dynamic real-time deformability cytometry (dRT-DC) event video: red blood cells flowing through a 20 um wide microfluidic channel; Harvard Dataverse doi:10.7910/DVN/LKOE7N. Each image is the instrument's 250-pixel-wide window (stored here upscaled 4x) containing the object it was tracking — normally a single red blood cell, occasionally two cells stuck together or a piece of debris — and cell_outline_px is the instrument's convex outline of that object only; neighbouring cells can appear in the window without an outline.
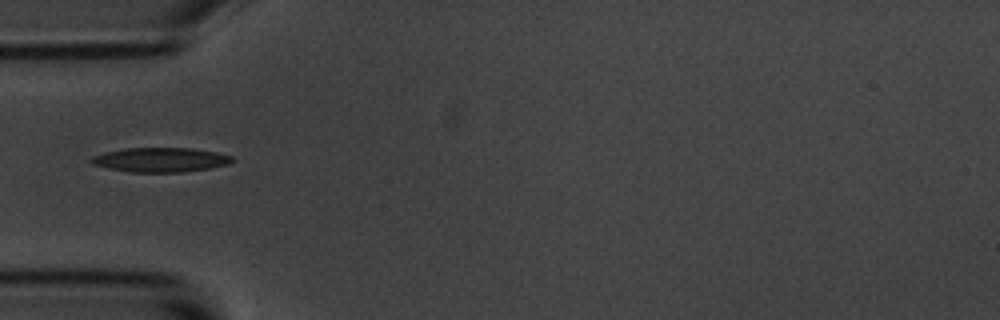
{"species": "common noctule bat (a hibernating species)", "species_latin": "Nyctalus noctula", "temperature_condition": "room temperature", "stored_images_in_passage": 2, "camera_frame_rate_fps": 3000, "um_per_image_px": 0.085, "animal": {"sex": "male", "body_mass_g": 20.1, "forearm_length_mm": 53.5}, "frame": {"image": 1, "passage_image": 2, "time_ms": 0.333, "image_size_px": [1000, 320], "cell_outline_px": [[236, 160], [228, 164], [208, 168], [180, 172], [132, 172], [108, 168], [92, 164], [88, 160], [92, 156], [104, 152], [124, 148], [192, 148], [216, 152], [232, 156]], "centroid_in_image_um": [13.62, 13.57], "position_along_channel_um": 71.4, "area_um2": 20.06}}